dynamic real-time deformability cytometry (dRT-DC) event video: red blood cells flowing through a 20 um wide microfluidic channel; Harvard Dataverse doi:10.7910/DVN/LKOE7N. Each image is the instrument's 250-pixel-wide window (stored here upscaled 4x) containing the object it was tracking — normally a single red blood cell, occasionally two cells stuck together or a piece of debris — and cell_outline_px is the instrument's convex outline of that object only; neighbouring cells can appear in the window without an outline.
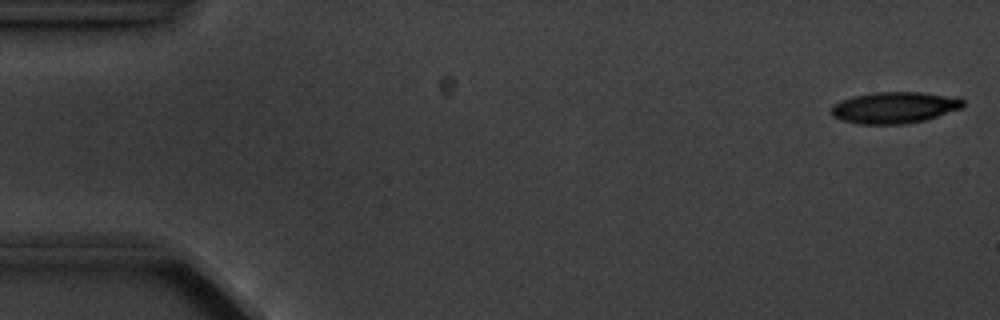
{"species": "common noctule bat (a hibernating species)", "species_latin": "Nyctalus noctula", "temperature_condition": "cold", "stored_images_in_passage": 5, "camera_frame_rate_fps": 3000, "um_per_image_px": 0.085, "animal": {"sex": "male", "body_mass_g": 20.1, "forearm_length_mm": 53.5}, "frame": {"image": 1, "passage_image": 1, "time_ms": 0.0, "image_size_px": [1000, 320], "cell_outline_px": [[964, 108], [924, 120], [904, 124], [860, 124], [840, 120], [832, 116], [832, 104], [840, 100], [852, 96], [872, 92], [920, 92], [960, 96], [964, 100]], "centroid_in_image_um": [76.06, 9.13], "position_along_channel_um": 8.9, "area_um2": 24.57}}